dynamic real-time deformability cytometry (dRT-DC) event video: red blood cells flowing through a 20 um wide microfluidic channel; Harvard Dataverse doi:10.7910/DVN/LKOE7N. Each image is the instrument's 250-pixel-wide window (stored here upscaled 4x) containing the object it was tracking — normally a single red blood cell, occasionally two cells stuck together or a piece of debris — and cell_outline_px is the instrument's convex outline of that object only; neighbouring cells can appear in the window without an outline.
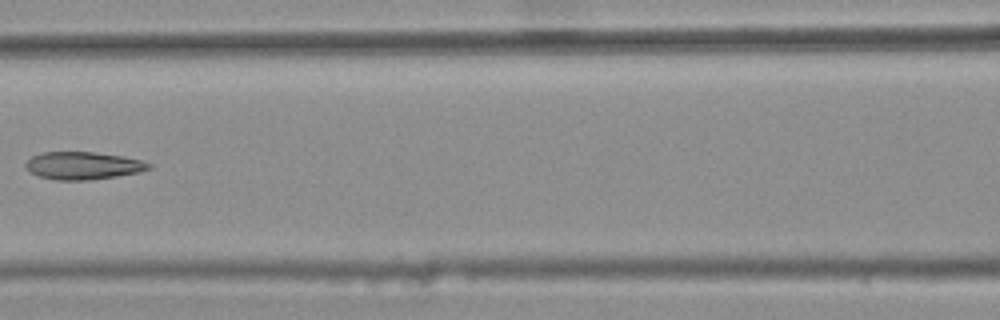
{"species": "common noctule bat (a hibernating species)", "species_latin": "Nyctalus noctula", "temperature_condition": "warm", "stored_images_in_passage": 6, "camera_frame_rate_fps": 3000, "um_per_image_px": 0.085, "animal": {"sex": "female", "body_mass_g": 25.1}, "frame": {"image": 1, "passage_image": 5, "time_ms": 1.333, "image_size_px": [1000, 320], "cell_outline_px": [[152, 168], [140, 172], [116, 176], [88, 180], [56, 180], [40, 176], [32, 172], [24, 164], [32, 156], [40, 152], [92, 152], [124, 156], [140, 160], [152, 164]], "centroid_in_image_um": [7.09, 14.07], "position_along_channel_um": 159.5, "area_um2": 19.71}}
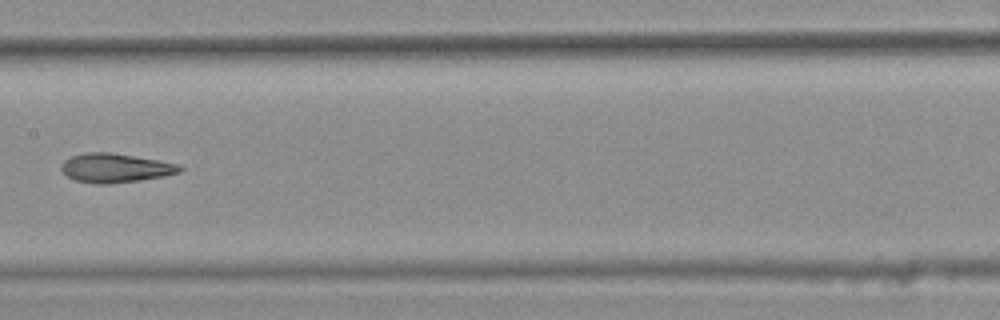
{"frame": {"image": 2, "passage_image": 6, "time_ms": 1.667, "image_size_px": [1000, 320], "cell_outline_px": [[184, 168], [180, 172], [164, 176], [140, 180], [108, 184], [96, 184], [76, 180], [68, 176], [60, 168], [60, 164], [64, 160], [72, 156], [84, 152], [112, 152], [160, 160], [176, 164]], "centroid_in_image_um": [9.79, 14.27], "position_along_channel_um": 197.6, "area_um2": 20.11}}